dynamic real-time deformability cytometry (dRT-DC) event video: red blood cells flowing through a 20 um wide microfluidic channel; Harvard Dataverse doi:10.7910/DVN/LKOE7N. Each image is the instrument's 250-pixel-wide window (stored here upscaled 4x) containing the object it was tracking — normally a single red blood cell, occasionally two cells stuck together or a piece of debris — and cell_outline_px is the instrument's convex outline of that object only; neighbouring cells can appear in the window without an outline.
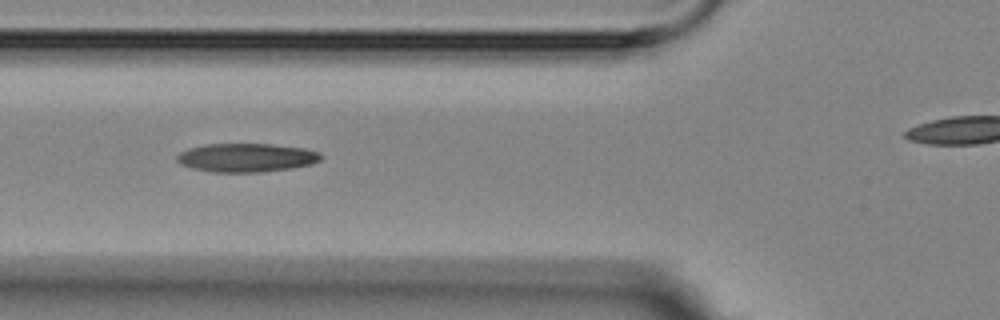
{"species": "Egyptian fruit bat (a non-hibernating species)", "species_latin": "Rousettus aegyptiacus", "temperature_condition": "room temperature", "stored_images_in_passage": 5, "segment_of_instrument_passage": [1, 2], "camera_frame_rate_fps": 3000, "um_per_image_px": 0.085, "animal": {"sex": "female"}, "frame": {"image": 1, "passage_image": 4, "time_ms": 4.333, "image_size_px": [1000, 320], "cell_outline_px": [[324, 156], [320, 160], [312, 164], [292, 168], [260, 172], [216, 172], [192, 168], [180, 164], [176, 160], [176, 156], [180, 152], [188, 148], [204, 144], [272, 144], [304, 148], [320, 152]], "centroid_in_image_um": [20.96, 13.39], "position_along_channel_um": 104.8, "area_um2": 24.16}}